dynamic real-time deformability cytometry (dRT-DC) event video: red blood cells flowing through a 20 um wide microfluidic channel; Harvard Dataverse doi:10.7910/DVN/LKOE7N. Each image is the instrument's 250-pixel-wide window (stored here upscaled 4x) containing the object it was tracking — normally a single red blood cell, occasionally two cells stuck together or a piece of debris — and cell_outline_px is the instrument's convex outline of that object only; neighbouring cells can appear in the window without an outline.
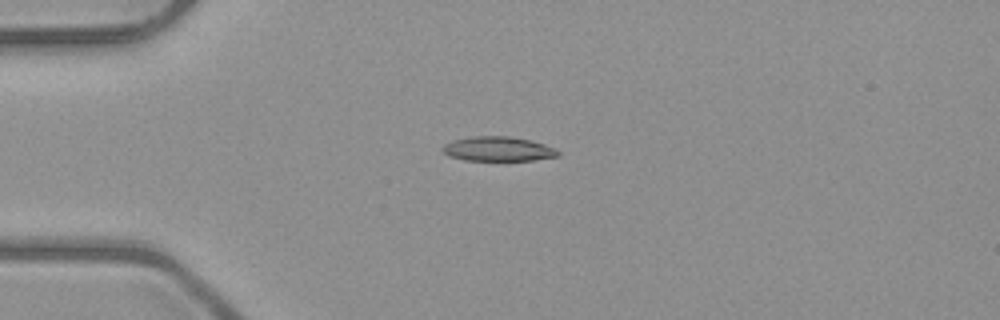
{"species": "common noctule bat (a hibernating species)", "species_latin": "Nyctalus noctula", "temperature_condition": "room temperature", "stored_images_in_passage": 40, "camera_frame_rate_fps": 3000, "um_per_image_px": 0.085, "animal": {"sex": "male", "body_mass_g": 23.1, "forearm_length_mm": 52.7}, "frame": {"image": 1, "passage_image": 2, "time_ms": 0.333, "image_size_px": [1000, 320], "cell_outline_px": [[560, 156], [532, 160], [464, 160], [448, 156], [440, 148], [444, 144], [452, 140], [472, 136], [508, 136], [528, 140], [544, 144], [556, 148], [560, 152]], "centroid_in_image_um": [42.32, 12.66], "position_along_channel_um": 42.7, "area_um2": 16.53}}
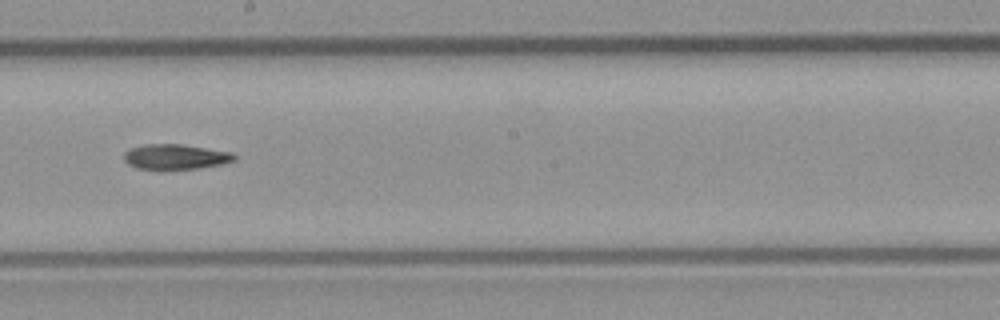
{"frame": {"image": 2, "passage_image": 18, "time_ms": 5.667, "image_size_px": [1000, 320], "cell_outline_px": [[236, 160], [220, 164], [200, 168], [136, 168], [128, 164], [124, 160], [124, 152], [128, 148], [144, 144], [180, 144], [232, 152], [236, 156]], "centroid_in_image_um": [14.9, 13.3], "position_along_channel_um": 233.3, "area_um2": 15.95}}
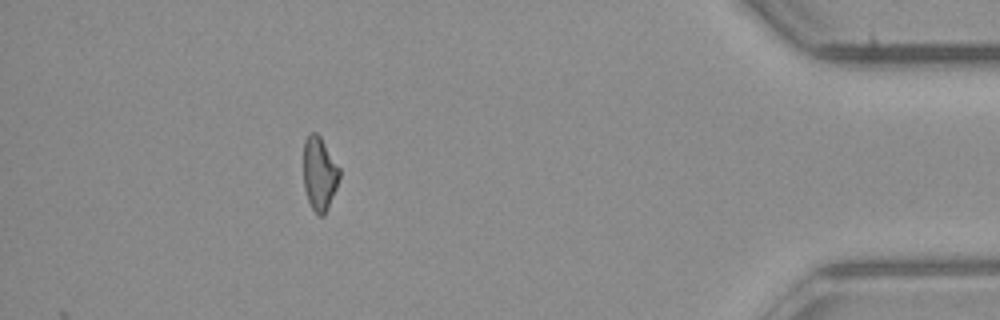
{"frame": {"image": 3, "passage_image": 35, "time_ms": 11.333, "image_size_px": [1000, 320], "cell_outline_px": [[340, 176], [336, 188], [328, 208], [324, 216], [316, 216], [308, 200], [304, 188], [304, 140], [312, 132], [316, 132], [320, 136], [340, 168]], "centroid_in_image_um": [27.15, 14.78], "position_along_channel_um": 408.0, "area_um2": 15.43}}